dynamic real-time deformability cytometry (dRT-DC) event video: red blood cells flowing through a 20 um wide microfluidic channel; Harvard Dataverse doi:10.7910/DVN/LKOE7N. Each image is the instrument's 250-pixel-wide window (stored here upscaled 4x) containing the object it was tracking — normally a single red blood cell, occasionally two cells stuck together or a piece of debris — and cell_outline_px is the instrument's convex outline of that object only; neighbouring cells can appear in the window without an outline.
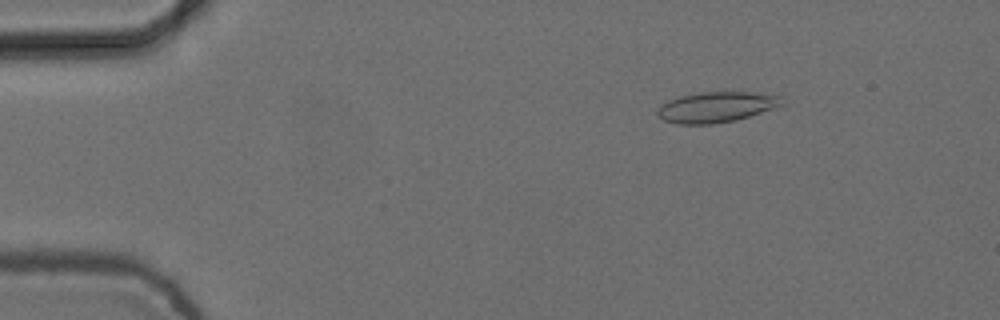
{"species": "common noctule bat (a hibernating species)", "species_latin": "Nyctalus noctula", "temperature_condition": "cold", "stored_images_in_passage": 3, "camera_frame_rate_fps": 3000, "um_per_image_px": 0.085, "animal": {"sex": "female", "body_mass_g": 24.6, "forearm_length_mm": 56.2}, "frame": {"image": 1, "passage_image": 1, "time_ms": 0.0, "image_size_px": [1000, 320], "cell_outline_px": [[784, 104], [736, 120], [712, 124], [676, 124], [664, 120], [656, 112], [656, 108], [668, 100], [680, 96], [696, 92], [752, 92], [780, 96]], "centroid_in_image_um": [60.83, 9.09], "position_along_channel_um": 24.2, "area_um2": 22.02}}